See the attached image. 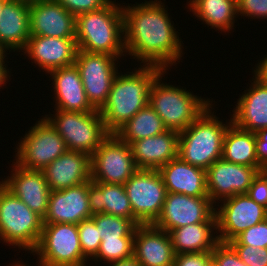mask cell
Wrapping results in <instances>:
<instances>
[{
    "instance_id": "obj_4",
    "label": "cell",
    "mask_w": 267,
    "mask_h": 266,
    "mask_svg": "<svg viewBox=\"0 0 267 266\" xmlns=\"http://www.w3.org/2000/svg\"><path fill=\"white\" fill-rule=\"evenodd\" d=\"M212 104L185 130L179 132L178 157L188 164L207 170L222 159L227 124L212 114ZM211 108V109H210Z\"/></svg>"
},
{
    "instance_id": "obj_5",
    "label": "cell",
    "mask_w": 267,
    "mask_h": 266,
    "mask_svg": "<svg viewBox=\"0 0 267 266\" xmlns=\"http://www.w3.org/2000/svg\"><path fill=\"white\" fill-rule=\"evenodd\" d=\"M166 72L164 70L151 84L149 104L168 130L181 132L189 127L212 104V101L181 87L164 84L162 77Z\"/></svg>"
},
{
    "instance_id": "obj_46",
    "label": "cell",
    "mask_w": 267,
    "mask_h": 266,
    "mask_svg": "<svg viewBox=\"0 0 267 266\" xmlns=\"http://www.w3.org/2000/svg\"><path fill=\"white\" fill-rule=\"evenodd\" d=\"M12 1H19V2H24V3H27V4H32V3H36L40 0H12Z\"/></svg>"
},
{
    "instance_id": "obj_26",
    "label": "cell",
    "mask_w": 267,
    "mask_h": 266,
    "mask_svg": "<svg viewBox=\"0 0 267 266\" xmlns=\"http://www.w3.org/2000/svg\"><path fill=\"white\" fill-rule=\"evenodd\" d=\"M30 36L29 4L8 0L0 14V48L20 52Z\"/></svg>"
},
{
    "instance_id": "obj_13",
    "label": "cell",
    "mask_w": 267,
    "mask_h": 266,
    "mask_svg": "<svg viewBox=\"0 0 267 266\" xmlns=\"http://www.w3.org/2000/svg\"><path fill=\"white\" fill-rule=\"evenodd\" d=\"M215 208L209 197L167 192L162 212L153 225L169 233L182 226L211 223L216 218Z\"/></svg>"
},
{
    "instance_id": "obj_39",
    "label": "cell",
    "mask_w": 267,
    "mask_h": 266,
    "mask_svg": "<svg viewBox=\"0 0 267 266\" xmlns=\"http://www.w3.org/2000/svg\"><path fill=\"white\" fill-rule=\"evenodd\" d=\"M238 14L267 20V0H237Z\"/></svg>"
},
{
    "instance_id": "obj_41",
    "label": "cell",
    "mask_w": 267,
    "mask_h": 266,
    "mask_svg": "<svg viewBox=\"0 0 267 266\" xmlns=\"http://www.w3.org/2000/svg\"><path fill=\"white\" fill-rule=\"evenodd\" d=\"M212 261L211 251L175 254L174 266H208Z\"/></svg>"
},
{
    "instance_id": "obj_20",
    "label": "cell",
    "mask_w": 267,
    "mask_h": 266,
    "mask_svg": "<svg viewBox=\"0 0 267 266\" xmlns=\"http://www.w3.org/2000/svg\"><path fill=\"white\" fill-rule=\"evenodd\" d=\"M250 87L240 96L232 110V123L238 128L256 133L267 128V80L253 70Z\"/></svg>"
},
{
    "instance_id": "obj_35",
    "label": "cell",
    "mask_w": 267,
    "mask_h": 266,
    "mask_svg": "<svg viewBox=\"0 0 267 266\" xmlns=\"http://www.w3.org/2000/svg\"><path fill=\"white\" fill-rule=\"evenodd\" d=\"M228 243L230 245H249L256 248H267V218L246 229Z\"/></svg>"
},
{
    "instance_id": "obj_32",
    "label": "cell",
    "mask_w": 267,
    "mask_h": 266,
    "mask_svg": "<svg viewBox=\"0 0 267 266\" xmlns=\"http://www.w3.org/2000/svg\"><path fill=\"white\" fill-rule=\"evenodd\" d=\"M91 218L99 227L102 239L134 237L135 235L137 225L131 219L106 213L95 214Z\"/></svg>"
},
{
    "instance_id": "obj_36",
    "label": "cell",
    "mask_w": 267,
    "mask_h": 266,
    "mask_svg": "<svg viewBox=\"0 0 267 266\" xmlns=\"http://www.w3.org/2000/svg\"><path fill=\"white\" fill-rule=\"evenodd\" d=\"M211 255L216 266H248L229 243L219 242L211 251Z\"/></svg>"
},
{
    "instance_id": "obj_31",
    "label": "cell",
    "mask_w": 267,
    "mask_h": 266,
    "mask_svg": "<svg viewBox=\"0 0 267 266\" xmlns=\"http://www.w3.org/2000/svg\"><path fill=\"white\" fill-rule=\"evenodd\" d=\"M167 130L162 119L148 103L121 126L115 134L130 145L133 141L156 136Z\"/></svg>"
},
{
    "instance_id": "obj_28",
    "label": "cell",
    "mask_w": 267,
    "mask_h": 266,
    "mask_svg": "<svg viewBox=\"0 0 267 266\" xmlns=\"http://www.w3.org/2000/svg\"><path fill=\"white\" fill-rule=\"evenodd\" d=\"M217 217L211 223H195L169 232L175 254L212 251L220 242L214 232ZM214 233V234H213Z\"/></svg>"
},
{
    "instance_id": "obj_49",
    "label": "cell",
    "mask_w": 267,
    "mask_h": 266,
    "mask_svg": "<svg viewBox=\"0 0 267 266\" xmlns=\"http://www.w3.org/2000/svg\"><path fill=\"white\" fill-rule=\"evenodd\" d=\"M208 266H216V265L214 264L213 261H211Z\"/></svg>"
},
{
    "instance_id": "obj_34",
    "label": "cell",
    "mask_w": 267,
    "mask_h": 266,
    "mask_svg": "<svg viewBox=\"0 0 267 266\" xmlns=\"http://www.w3.org/2000/svg\"><path fill=\"white\" fill-rule=\"evenodd\" d=\"M77 227L82 253L87 259H92L97 254L102 240L99 227L92 218L83 220Z\"/></svg>"
},
{
    "instance_id": "obj_10",
    "label": "cell",
    "mask_w": 267,
    "mask_h": 266,
    "mask_svg": "<svg viewBox=\"0 0 267 266\" xmlns=\"http://www.w3.org/2000/svg\"><path fill=\"white\" fill-rule=\"evenodd\" d=\"M17 146L16 163L40 171L68 150L65 140L45 118L30 127Z\"/></svg>"
},
{
    "instance_id": "obj_18",
    "label": "cell",
    "mask_w": 267,
    "mask_h": 266,
    "mask_svg": "<svg viewBox=\"0 0 267 266\" xmlns=\"http://www.w3.org/2000/svg\"><path fill=\"white\" fill-rule=\"evenodd\" d=\"M89 180L83 184L59 191H51L47 214L43 224L73 223L79 224L92 217L89 206Z\"/></svg>"
},
{
    "instance_id": "obj_2",
    "label": "cell",
    "mask_w": 267,
    "mask_h": 266,
    "mask_svg": "<svg viewBox=\"0 0 267 266\" xmlns=\"http://www.w3.org/2000/svg\"><path fill=\"white\" fill-rule=\"evenodd\" d=\"M163 71L156 65H143L129 74L118 72L107 102L100 110L109 133H115L149 103L150 86Z\"/></svg>"
},
{
    "instance_id": "obj_48",
    "label": "cell",
    "mask_w": 267,
    "mask_h": 266,
    "mask_svg": "<svg viewBox=\"0 0 267 266\" xmlns=\"http://www.w3.org/2000/svg\"><path fill=\"white\" fill-rule=\"evenodd\" d=\"M12 266H23V264L22 263L19 264L18 262L17 263L15 262V264Z\"/></svg>"
},
{
    "instance_id": "obj_42",
    "label": "cell",
    "mask_w": 267,
    "mask_h": 266,
    "mask_svg": "<svg viewBox=\"0 0 267 266\" xmlns=\"http://www.w3.org/2000/svg\"><path fill=\"white\" fill-rule=\"evenodd\" d=\"M256 156L258 168L267 171V128L258 130L255 133Z\"/></svg>"
},
{
    "instance_id": "obj_12",
    "label": "cell",
    "mask_w": 267,
    "mask_h": 266,
    "mask_svg": "<svg viewBox=\"0 0 267 266\" xmlns=\"http://www.w3.org/2000/svg\"><path fill=\"white\" fill-rule=\"evenodd\" d=\"M117 58L106 53L78 50L75 66L78 68L87 99L95 110L107 102L112 83L118 74Z\"/></svg>"
},
{
    "instance_id": "obj_43",
    "label": "cell",
    "mask_w": 267,
    "mask_h": 266,
    "mask_svg": "<svg viewBox=\"0 0 267 266\" xmlns=\"http://www.w3.org/2000/svg\"><path fill=\"white\" fill-rule=\"evenodd\" d=\"M6 53L7 52L4 49L0 48V87H2V85L5 86L7 83L6 80L8 81V77L9 79L11 77V75L9 76V69H7L5 64V57H7Z\"/></svg>"
},
{
    "instance_id": "obj_33",
    "label": "cell",
    "mask_w": 267,
    "mask_h": 266,
    "mask_svg": "<svg viewBox=\"0 0 267 266\" xmlns=\"http://www.w3.org/2000/svg\"><path fill=\"white\" fill-rule=\"evenodd\" d=\"M134 237H122L102 239L97 254L93 261H105L111 263L117 260L127 259L133 256Z\"/></svg>"
},
{
    "instance_id": "obj_24",
    "label": "cell",
    "mask_w": 267,
    "mask_h": 266,
    "mask_svg": "<svg viewBox=\"0 0 267 266\" xmlns=\"http://www.w3.org/2000/svg\"><path fill=\"white\" fill-rule=\"evenodd\" d=\"M52 76L55 94L54 110L92 112L78 68L74 65L56 68L48 72Z\"/></svg>"
},
{
    "instance_id": "obj_27",
    "label": "cell",
    "mask_w": 267,
    "mask_h": 266,
    "mask_svg": "<svg viewBox=\"0 0 267 266\" xmlns=\"http://www.w3.org/2000/svg\"><path fill=\"white\" fill-rule=\"evenodd\" d=\"M88 197L92 215L111 214L131 219L137 226L141 225L133 216L124 185L92 181L89 184Z\"/></svg>"
},
{
    "instance_id": "obj_9",
    "label": "cell",
    "mask_w": 267,
    "mask_h": 266,
    "mask_svg": "<svg viewBox=\"0 0 267 266\" xmlns=\"http://www.w3.org/2000/svg\"><path fill=\"white\" fill-rule=\"evenodd\" d=\"M138 170L129 144L110 133L91 155V181L124 185Z\"/></svg>"
},
{
    "instance_id": "obj_21",
    "label": "cell",
    "mask_w": 267,
    "mask_h": 266,
    "mask_svg": "<svg viewBox=\"0 0 267 266\" xmlns=\"http://www.w3.org/2000/svg\"><path fill=\"white\" fill-rule=\"evenodd\" d=\"M42 171L51 191L74 187L91 180V156L67 150Z\"/></svg>"
},
{
    "instance_id": "obj_6",
    "label": "cell",
    "mask_w": 267,
    "mask_h": 266,
    "mask_svg": "<svg viewBox=\"0 0 267 266\" xmlns=\"http://www.w3.org/2000/svg\"><path fill=\"white\" fill-rule=\"evenodd\" d=\"M43 229V218L0 185V240L31 253L36 249Z\"/></svg>"
},
{
    "instance_id": "obj_1",
    "label": "cell",
    "mask_w": 267,
    "mask_h": 266,
    "mask_svg": "<svg viewBox=\"0 0 267 266\" xmlns=\"http://www.w3.org/2000/svg\"><path fill=\"white\" fill-rule=\"evenodd\" d=\"M162 4L161 0H145L141 4L122 7L125 53L143 65H156L168 70L183 56V42L168 9Z\"/></svg>"
},
{
    "instance_id": "obj_25",
    "label": "cell",
    "mask_w": 267,
    "mask_h": 266,
    "mask_svg": "<svg viewBox=\"0 0 267 266\" xmlns=\"http://www.w3.org/2000/svg\"><path fill=\"white\" fill-rule=\"evenodd\" d=\"M160 172L167 192L192 197H208L206 170L182 161L179 157L161 166Z\"/></svg>"
},
{
    "instance_id": "obj_38",
    "label": "cell",
    "mask_w": 267,
    "mask_h": 266,
    "mask_svg": "<svg viewBox=\"0 0 267 266\" xmlns=\"http://www.w3.org/2000/svg\"><path fill=\"white\" fill-rule=\"evenodd\" d=\"M75 17L90 11H97L106 6L110 0H55Z\"/></svg>"
},
{
    "instance_id": "obj_37",
    "label": "cell",
    "mask_w": 267,
    "mask_h": 266,
    "mask_svg": "<svg viewBox=\"0 0 267 266\" xmlns=\"http://www.w3.org/2000/svg\"><path fill=\"white\" fill-rule=\"evenodd\" d=\"M248 266H267V248L249 245H231Z\"/></svg>"
},
{
    "instance_id": "obj_11",
    "label": "cell",
    "mask_w": 267,
    "mask_h": 266,
    "mask_svg": "<svg viewBox=\"0 0 267 266\" xmlns=\"http://www.w3.org/2000/svg\"><path fill=\"white\" fill-rule=\"evenodd\" d=\"M124 187L136 220L141 225L154 224L162 212L167 194L160 172L138 169Z\"/></svg>"
},
{
    "instance_id": "obj_40",
    "label": "cell",
    "mask_w": 267,
    "mask_h": 266,
    "mask_svg": "<svg viewBox=\"0 0 267 266\" xmlns=\"http://www.w3.org/2000/svg\"><path fill=\"white\" fill-rule=\"evenodd\" d=\"M256 203L267 208V171H261L253 179L246 193Z\"/></svg>"
},
{
    "instance_id": "obj_22",
    "label": "cell",
    "mask_w": 267,
    "mask_h": 266,
    "mask_svg": "<svg viewBox=\"0 0 267 266\" xmlns=\"http://www.w3.org/2000/svg\"><path fill=\"white\" fill-rule=\"evenodd\" d=\"M133 256L141 266H172L175 252L168 232L153 224L135 229Z\"/></svg>"
},
{
    "instance_id": "obj_47",
    "label": "cell",
    "mask_w": 267,
    "mask_h": 266,
    "mask_svg": "<svg viewBox=\"0 0 267 266\" xmlns=\"http://www.w3.org/2000/svg\"><path fill=\"white\" fill-rule=\"evenodd\" d=\"M8 0H0V14L2 12V9H3V6L5 5V3L7 2Z\"/></svg>"
},
{
    "instance_id": "obj_45",
    "label": "cell",
    "mask_w": 267,
    "mask_h": 266,
    "mask_svg": "<svg viewBox=\"0 0 267 266\" xmlns=\"http://www.w3.org/2000/svg\"><path fill=\"white\" fill-rule=\"evenodd\" d=\"M256 65L255 71H257L264 79L267 80V55Z\"/></svg>"
},
{
    "instance_id": "obj_44",
    "label": "cell",
    "mask_w": 267,
    "mask_h": 266,
    "mask_svg": "<svg viewBox=\"0 0 267 266\" xmlns=\"http://www.w3.org/2000/svg\"><path fill=\"white\" fill-rule=\"evenodd\" d=\"M111 263H108L110 264L109 266H141L139 261L134 256L123 260H117Z\"/></svg>"
},
{
    "instance_id": "obj_14",
    "label": "cell",
    "mask_w": 267,
    "mask_h": 266,
    "mask_svg": "<svg viewBox=\"0 0 267 266\" xmlns=\"http://www.w3.org/2000/svg\"><path fill=\"white\" fill-rule=\"evenodd\" d=\"M220 208H215L217 232L220 242L234 240L246 229L267 218V208L256 203L247 194L226 198Z\"/></svg>"
},
{
    "instance_id": "obj_16",
    "label": "cell",
    "mask_w": 267,
    "mask_h": 266,
    "mask_svg": "<svg viewBox=\"0 0 267 266\" xmlns=\"http://www.w3.org/2000/svg\"><path fill=\"white\" fill-rule=\"evenodd\" d=\"M12 173L2 184L43 219L47 214L51 190L43 171L23 168L13 161Z\"/></svg>"
},
{
    "instance_id": "obj_17",
    "label": "cell",
    "mask_w": 267,
    "mask_h": 266,
    "mask_svg": "<svg viewBox=\"0 0 267 266\" xmlns=\"http://www.w3.org/2000/svg\"><path fill=\"white\" fill-rule=\"evenodd\" d=\"M31 36L76 37V17L55 0L29 4Z\"/></svg>"
},
{
    "instance_id": "obj_29",
    "label": "cell",
    "mask_w": 267,
    "mask_h": 266,
    "mask_svg": "<svg viewBox=\"0 0 267 266\" xmlns=\"http://www.w3.org/2000/svg\"><path fill=\"white\" fill-rule=\"evenodd\" d=\"M187 8L210 28L231 31L238 15L237 0H190ZM236 15V16H235Z\"/></svg>"
},
{
    "instance_id": "obj_15",
    "label": "cell",
    "mask_w": 267,
    "mask_h": 266,
    "mask_svg": "<svg viewBox=\"0 0 267 266\" xmlns=\"http://www.w3.org/2000/svg\"><path fill=\"white\" fill-rule=\"evenodd\" d=\"M261 170L258 167L230 163L219 159L206 170L207 194L216 206V201L238 194H246L253 179Z\"/></svg>"
},
{
    "instance_id": "obj_19",
    "label": "cell",
    "mask_w": 267,
    "mask_h": 266,
    "mask_svg": "<svg viewBox=\"0 0 267 266\" xmlns=\"http://www.w3.org/2000/svg\"><path fill=\"white\" fill-rule=\"evenodd\" d=\"M78 51L75 38L30 36L22 52L46 73L74 65Z\"/></svg>"
},
{
    "instance_id": "obj_30",
    "label": "cell",
    "mask_w": 267,
    "mask_h": 266,
    "mask_svg": "<svg viewBox=\"0 0 267 266\" xmlns=\"http://www.w3.org/2000/svg\"><path fill=\"white\" fill-rule=\"evenodd\" d=\"M222 159L230 163L258 167L255 133L231 123L224 134Z\"/></svg>"
},
{
    "instance_id": "obj_3",
    "label": "cell",
    "mask_w": 267,
    "mask_h": 266,
    "mask_svg": "<svg viewBox=\"0 0 267 266\" xmlns=\"http://www.w3.org/2000/svg\"><path fill=\"white\" fill-rule=\"evenodd\" d=\"M78 50L126 56L122 6L110 1L106 6L76 16ZM123 38V39H122ZM124 53V54H123Z\"/></svg>"
},
{
    "instance_id": "obj_8",
    "label": "cell",
    "mask_w": 267,
    "mask_h": 266,
    "mask_svg": "<svg viewBox=\"0 0 267 266\" xmlns=\"http://www.w3.org/2000/svg\"><path fill=\"white\" fill-rule=\"evenodd\" d=\"M32 253L38 255L39 266H86L88 260L82 253L77 224L73 223L43 224Z\"/></svg>"
},
{
    "instance_id": "obj_7",
    "label": "cell",
    "mask_w": 267,
    "mask_h": 266,
    "mask_svg": "<svg viewBox=\"0 0 267 266\" xmlns=\"http://www.w3.org/2000/svg\"><path fill=\"white\" fill-rule=\"evenodd\" d=\"M50 115H45L44 118L65 140L68 150L81 151L91 156L110 134L105 128L99 110L92 112L56 110L55 116Z\"/></svg>"
},
{
    "instance_id": "obj_23",
    "label": "cell",
    "mask_w": 267,
    "mask_h": 266,
    "mask_svg": "<svg viewBox=\"0 0 267 266\" xmlns=\"http://www.w3.org/2000/svg\"><path fill=\"white\" fill-rule=\"evenodd\" d=\"M179 132L167 130L162 134L133 141L130 144L138 169L158 170L178 157Z\"/></svg>"
}]
</instances>
